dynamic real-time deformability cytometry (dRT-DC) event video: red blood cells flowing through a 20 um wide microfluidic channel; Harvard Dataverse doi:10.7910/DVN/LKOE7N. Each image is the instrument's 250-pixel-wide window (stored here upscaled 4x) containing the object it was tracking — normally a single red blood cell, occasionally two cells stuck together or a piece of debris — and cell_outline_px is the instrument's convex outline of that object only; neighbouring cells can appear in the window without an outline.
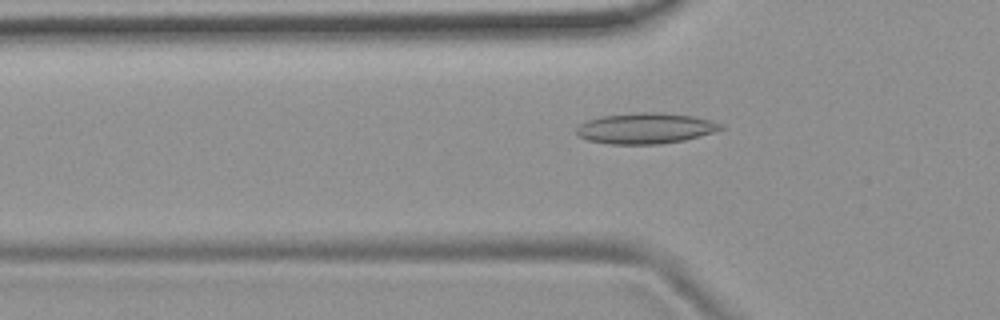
{"species": "common noctule bat (a hibernating species)", "species_latin": "Nyctalus noctula", "temperature_condition": "room temperature", "stored_images_in_passage": 53, "camera_frame_rate_fps": 3000, "um_per_image_px": 0.085, "animal": {"sex": "female", "body_mass_g": 19.9}, "frame": {"image": 1, "passage_image": 17, "time_ms": 5.333, "image_size_px": [1000, 320], "cell_outline_px": [[724, 128], [700, 136], [684, 140], [660, 144], [608, 144], [588, 140], [580, 136], [576, 132], [576, 128], [580, 124], [588, 120], [600, 116], [640, 112], [660, 112], [692, 116], [724, 124]], "centroid_in_image_um": [54.86, 10.9], "position_along_channel_um": 70.9, "area_um2": 25.78}}
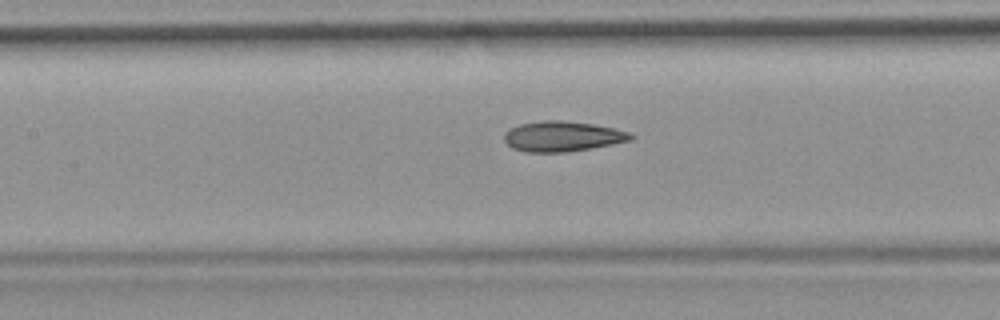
{"frame": {"image": 2, "passage_image": 24, "time_ms": 7.667, "image_size_px": [1000, 320], "cell_outline_px": [[636, 136], [632, 140], [612, 144], [568, 152], [524, 152], [512, 148], [504, 140], [504, 132], [508, 128], [520, 124], [544, 120], [560, 120], [592, 124], [632, 132]], "centroid_in_image_um": [47.8, 11.59], "position_along_channel_um": 159.6, "area_um2": 22.43}}
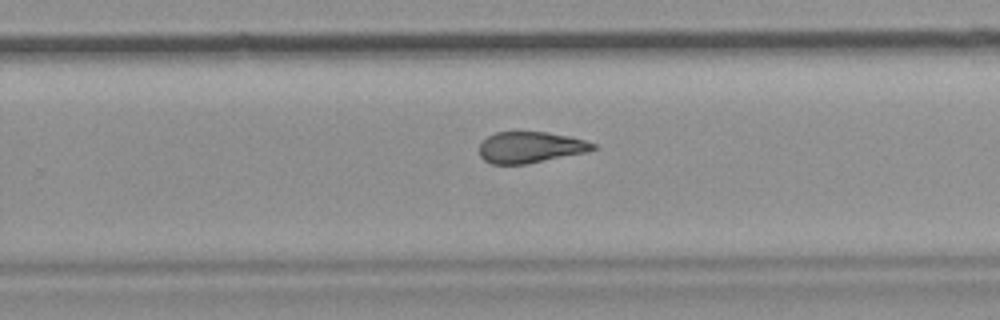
{"frame": {"image": 3, "passage_image": 34, "time_ms": 11.0, "image_size_px": [1000, 320], "cell_outline_px": [[596, 148], [588, 152], [528, 164], [492, 164], [484, 160], [480, 156], [480, 144], [488, 136], [496, 132], [548, 132], [568, 136], [584, 140], [596, 144]], "centroid_in_image_um": [45.09, 12.53], "position_along_channel_um": 284.7, "area_um2": 20.69}, "authors_computed_cell_mechanics": {"area_um2": 22.4264, "velocity_mm_per_s": 3.7893, "shape_relaxation_time_tau1_ms": null, "shape_relaxation_time_tau2_ms": 2.7325, "deformation_change_tau1": null, "deformation_change_tau2": 0.0977}}